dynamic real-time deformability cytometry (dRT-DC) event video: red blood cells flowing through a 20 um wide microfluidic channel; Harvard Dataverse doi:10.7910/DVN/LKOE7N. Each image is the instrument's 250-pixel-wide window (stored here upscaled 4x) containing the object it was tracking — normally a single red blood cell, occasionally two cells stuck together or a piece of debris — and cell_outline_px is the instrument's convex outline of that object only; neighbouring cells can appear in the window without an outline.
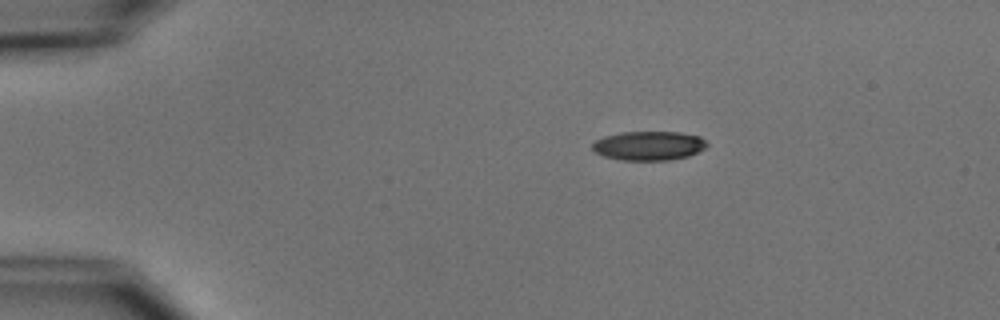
{"species": "common noctule bat (a hibernating species)", "species_latin": "Nyctalus noctula", "temperature_condition": "cold", "stored_images_in_passage": 3, "camera_frame_rate_fps": 3000, "um_per_image_px": 0.085, "animal": {"sex": "male", "body_mass_g": 15.6}, "frame": {"image": 1, "passage_image": 1, "time_ms": 0.0, "image_size_px": [1000, 320], "cell_outline_px": [[708, 144], [704, 148], [688, 156], [668, 160], [620, 160], [604, 156], [592, 152], [592, 144], [596, 140], [604, 136], [624, 132], [680, 132], [700, 136]], "centroid_in_image_um": [55.11, 12.38], "position_along_channel_um": 29.9, "area_um2": 19.42}}
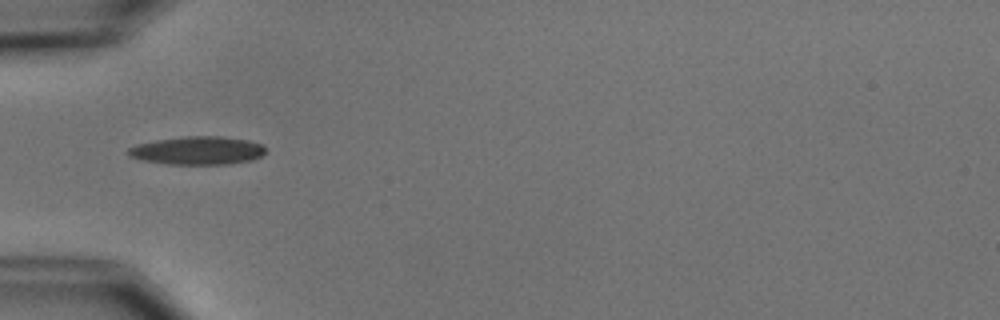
{"frame": {"image": 2, "passage_image": 3, "time_ms": 2.667, "image_size_px": [1000, 320], "cell_outline_px": [[264, 152], [260, 156], [252, 160], [228, 164], [168, 164], [140, 160], [128, 156], [124, 152], [128, 148], [136, 144], [156, 140], [184, 136], [220, 136], [248, 140], [260, 144], [264, 148]], "centroid_in_image_um": [16.71, 12.79], "position_along_channel_um": 68.3, "area_um2": 22.66}}